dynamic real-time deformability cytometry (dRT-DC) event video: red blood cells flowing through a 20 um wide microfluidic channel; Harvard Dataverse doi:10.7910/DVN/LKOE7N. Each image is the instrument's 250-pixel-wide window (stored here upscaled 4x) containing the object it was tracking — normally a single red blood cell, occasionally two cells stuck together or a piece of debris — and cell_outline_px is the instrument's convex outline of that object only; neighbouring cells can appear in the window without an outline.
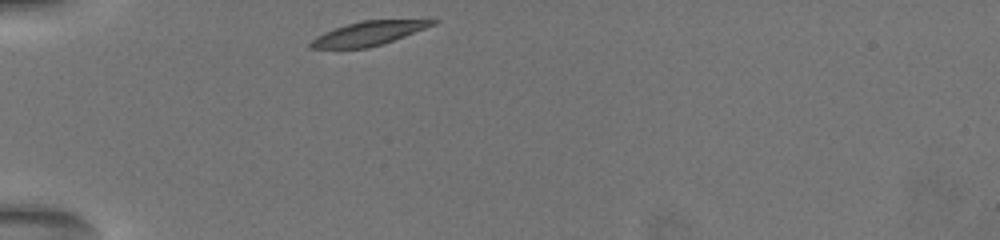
{"species": "common noctule bat (a hibernating species)", "species_latin": "Nyctalus noctula", "temperature_condition": "warm", "stored_images_in_passage": 47, "camera_frame_rate_fps": 3000, "um_per_image_px": 0.085, "animal": {"sex": "female", "body_mass_g": 19.5, "forearm_length_mm": 54.1}, "frame": {"image": 1, "passage_image": 1, "time_ms": 0.0, "image_size_px": [1000, 240], "cell_outline_px": [[440, 20], [436, 24], [404, 36], [368, 48], [308, 48], [308, 44], [316, 36], [324, 32], [360, 20], [428, 16], [432, 16]], "centroid_in_image_um": [31.53, 2.75], "position_along_channel_um": 53.5, "area_um2": 17.92}}
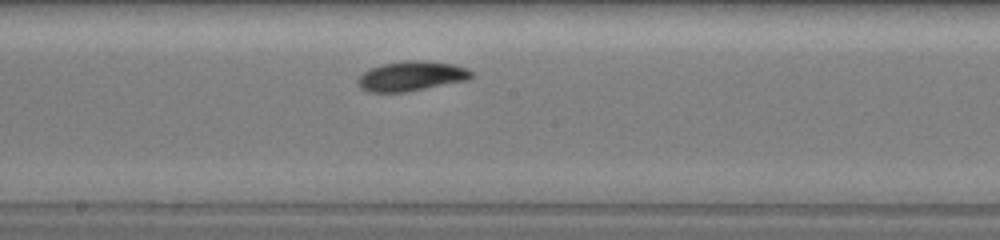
{"frame": {"image": 2, "passage_image": 23, "time_ms": 5.0, "image_size_px": [1000, 240], "cell_outline_px": [[476, 76], [468, 80], [404, 92], [368, 92], [360, 88], [356, 84], [356, 80], [364, 72], [380, 64], [408, 60], [424, 60], [456, 64], [472, 72]], "centroid_in_image_um": [34.96, 6.46], "position_along_channel_um": 213.2, "area_um2": 19.83}}
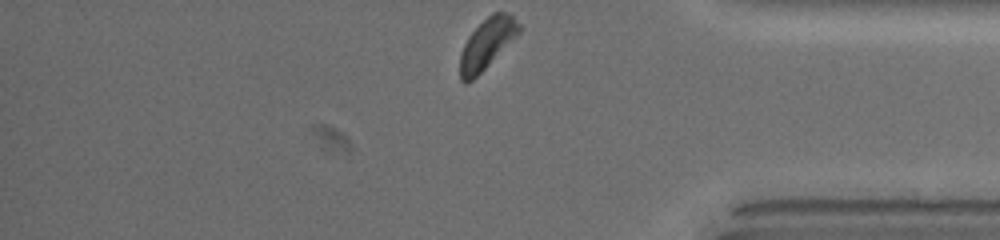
{"frame": {"image": 3, "passage_image": 46, "time_ms": 10.333, "image_size_px": [1000, 240], "cell_outline_px": [[520, 32], [472, 80], [460, 80], [460, 56], [464, 44], [468, 36], [492, 12], [508, 12], [520, 24]], "centroid_in_image_um": [41.39, 3.67], "position_along_channel_um": 393.8, "area_um2": 16.65}, "authors_computed_cell_mechanics": {"area_um2": 18.7272, "velocity_mm_per_s": 3.6449, "shape_relaxation_time_tau1_ms": 2.0744, "shape_relaxation_time_tau2_ms": null, "deformation_change_tau1": 0.1062, "deformation_change_tau2": null}}